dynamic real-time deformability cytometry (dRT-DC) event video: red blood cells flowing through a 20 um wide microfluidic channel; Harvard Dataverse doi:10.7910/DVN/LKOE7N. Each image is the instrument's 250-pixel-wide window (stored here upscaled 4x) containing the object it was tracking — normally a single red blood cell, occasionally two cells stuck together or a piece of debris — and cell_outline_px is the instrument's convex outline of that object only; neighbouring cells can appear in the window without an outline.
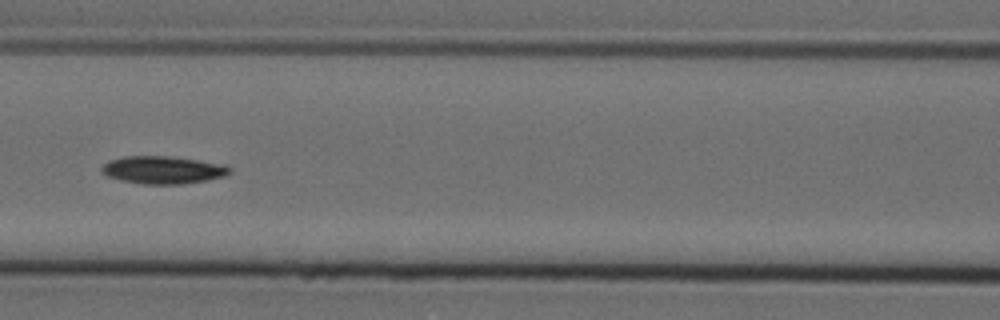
{"species": "Egyptian fruit bat (a non-hibernating species)", "species_latin": "Rousettus aegyptiacus", "temperature_condition": "cold", "stored_images_in_passage": 14, "camera_frame_rate_fps": 3000, "um_per_image_px": 0.085, "animal": {"sex": "female"}, "frame": {"image": 1, "passage_image": 6, "time_ms": 1.667, "image_size_px": [1000, 320], "cell_outline_px": [[232, 172], [224, 176], [204, 180], [180, 184], [144, 184], [120, 180], [108, 176], [100, 172], [100, 168], [108, 160], [124, 156], [168, 156], [228, 164], [232, 168]], "centroid_in_image_um": [13.85, 14.43], "position_along_channel_um": 152.7, "area_um2": 20.75}}
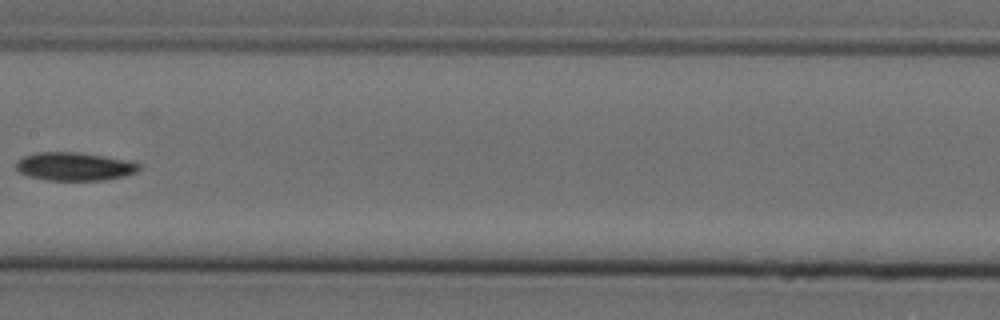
{"frame": {"image": 2, "passage_image": 7, "time_ms": 2.0, "image_size_px": [1000, 320], "cell_outline_px": [[140, 168], [136, 172], [124, 176], [104, 180], [48, 180], [28, 176], [20, 172], [16, 168], [16, 160], [24, 156], [36, 152], [76, 152], [104, 156], [128, 160], [140, 164]], "centroid_in_image_um": [6.31, 14.14], "position_along_channel_um": 201.1, "area_um2": 20.23}}
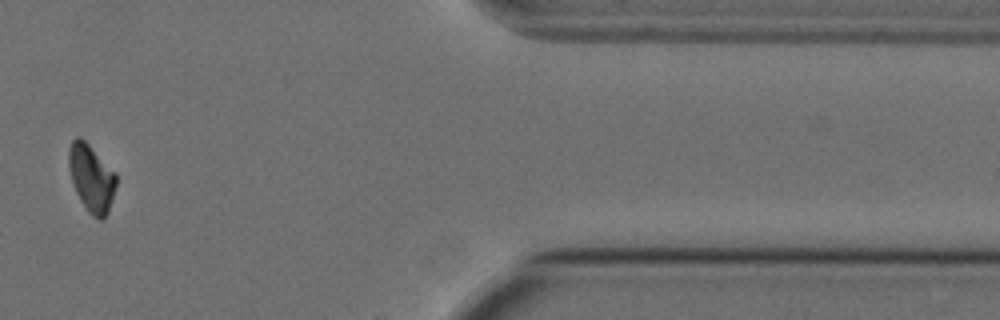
{"frame": {"image": 3, "passage_image": 12, "time_ms": 3.667, "image_size_px": [1000, 320], "cell_outline_px": [[116, 184], [108, 212], [104, 220], [100, 220], [92, 216], [88, 212], [80, 200], [76, 192], [72, 180], [68, 164], [68, 148], [72, 140], [76, 136], [80, 136], [116, 172]], "centroid_in_image_um": [7.76, 15.13], "position_along_channel_um": 403.6, "area_um2": 18.61}}